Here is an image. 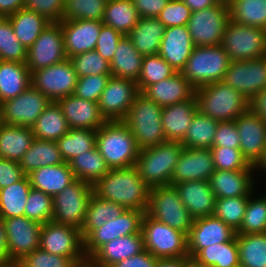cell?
Returning a JSON list of instances; mask_svg holds the SVG:
<instances>
[{
	"mask_svg": "<svg viewBox=\"0 0 266 267\" xmlns=\"http://www.w3.org/2000/svg\"><path fill=\"white\" fill-rule=\"evenodd\" d=\"M228 8L232 21L266 29V0H232Z\"/></svg>",
	"mask_w": 266,
	"mask_h": 267,
	"instance_id": "cell-47",
	"label": "cell"
},
{
	"mask_svg": "<svg viewBox=\"0 0 266 267\" xmlns=\"http://www.w3.org/2000/svg\"><path fill=\"white\" fill-rule=\"evenodd\" d=\"M93 187L96 195L126 209L144 213L148 209L150 187L143 181L135 165L110 169Z\"/></svg>",
	"mask_w": 266,
	"mask_h": 267,
	"instance_id": "cell-1",
	"label": "cell"
},
{
	"mask_svg": "<svg viewBox=\"0 0 266 267\" xmlns=\"http://www.w3.org/2000/svg\"><path fill=\"white\" fill-rule=\"evenodd\" d=\"M50 102L44 94L30 85L17 97L0 104L1 122L32 127Z\"/></svg>",
	"mask_w": 266,
	"mask_h": 267,
	"instance_id": "cell-14",
	"label": "cell"
},
{
	"mask_svg": "<svg viewBox=\"0 0 266 267\" xmlns=\"http://www.w3.org/2000/svg\"><path fill=\"white\" fill-rule=\"evenodd\" d=\"M67 59L60 22H51L27 50L26 65L30 74Z\"/></svg>",
	"mask_w": 266,
	"mask_h": 267,
	"instance_id": "cell-16",
	"label": "cell"
},
{
	"mask_svg": "<svg viewBox=\"0 0 266 267\" xmlns=\"http://www.w3.org/2000/svg\"><path fill=\"white\" fill-rule=\"evenodd\" d=\"M236 231L214 215L193 220L187 235V250L193 258L201 249L212 244L230 241Z\"/></svg>",
	"mask_w": 266,
	"mask_h": 267,
	"instance_id": "cell-20",
	"label": "cell"
},
{
	"mask_svg": "<svg viewBox=\"0 0 266 267\" xmlns=\"http://www.w3.org/2000/svg\"><path fill=\"white\" fill-rule=\"evenodd\" d=\"M31 85L50 101L57 102L74 93L78 77L71 61L62 62L31 73Z\"/></svg>",
	"mask_w": 266,
	"mask_h": 267,
	"instance_id": "cell-13",
	"label": "cell"
},
{
	"mask_svg": "<svg viewBox=\"0 0 266 267\" xmlns=\"http://www.w3.org/2000/svg\"><path fill=\"white\" fill-rule=\"evenodd\" d=\"M198 110L195 95L188 101L163 107L161 119L166 141L181 142Z\"/></svg>",
	"mask_w": 266,
	"mask_h": 267,
	"instance_id": "cell-30",
	"label": "cell"
},
{
	"mask_svg": "<svg viewBox=\"0 0 266 267\" xmlns=\"http://www.w3.org/2000/svg\"><path fill=\"white\" fill-rule=\"evenodd\" d=\"M62 163H64V160L56 141H45L36 138L19 161V165L26 176L38 168Z\"/></svg>",
	"mask_w": 266,
	"mask_h": 267,
	"instance_id": "cell-37",
	"label": "cell"
},
{
	"mask_svg": "<svg viewBox=\"0 0 266 267\" xmlns=\"http://www.w3.org/2000/svg\"><path fill=\"white\" fill-rule=\"evenodd\" d=\"M250 194L243 221L236 234L266 233V196L254 198Z\"/></svg>",
	"mask_w": 266,
	"mask_h": 267,
	"instance_id": "cell-48",
	"label": "cell"
},
{
	"mask_svg": "<svg viewBox=\"0 0 266 267\" xmlns=\"http://www.w3.org/2000/svg\"><path fill=\"white\" fill-rule=\"evenodd\" d=\"M161 114L160 105L141 92L136 96L123 122L135 137L140 150L166 142Z\"/></svg>",
	"mask_w": 266,
	"mask_h": 267,
	"instance_id": "cell-5",
	"label": "cell"
},
{
	"mask_svg": "<svg viewBox=\"0 0 266 267\" xmlns=\"http://www.w3.org/2000/svg\"><path fill=\"white\" fill-rule=\"evenodd\" d=\"M144 214L140 210L126 209L117 218L91 231L83 239V251L87 260L105 243L119 237L140 233Z\"/></svg>",
	"mask_w": 266,
	"mask_h": 267,
	"instance_id": "cell-15",
	"label": "cell"
},
{
	"mask_svg": "<svg viewBox=\"0 0 266 267\" xmlns=\"http://www.w3.org/2000/svg\"><path fill=\"white\" fill-rule=\"evenodd\" d=\"M186 257L158 259L155 267H184Z\"/></svg>",
	"mask_w": 266,
	"mask_h": 267,
	"instance_id": "cell-69",
	"label": "cell"
},
{
	"mask_svg": "<svg viewBox=\"0 0 266 267\" xmlns=\"http://www.w3.org/2000/svg\"><path fill=\"white\" fill-rule=\"evenodd\" d=\"M32 188L54 196L76 180L67 162L44 166L27 175Z\"/></svg>",
	"mask_w": 266,
	"mask_h": 267,
	"instance_id": "cell-31",
	"label": "cell"
},
{
	"mask_svg": "<svg viewBox=\"0 0 266 267\" xmlns=\"http://www.w3.org/2000/svg\"><path fill=\"white\" fill-rule=\"evenodd\" d=\"M193 48L194 44L187 26H172L165 29L158 54L175 72H181Z\"/></svg>",
	"mask_w": 266,
	"mask_h": 267,
	"instance_id": "cell-26",
	"label": "cell"
},
{
	"mask_svg": "<svg viewBox=\"0 0 266 267\" xmlns=\"http://www.w3.org/2000/svg\"><path fill=\"white\" fill-rule=\"evenodd\" d=\"M125 210L126 208L124 206L103 199L93 193L80 230L82 239L107 221H112L120 216Z\"/></svg>",
	"mask_w": 266,
	"mask_h": 267,
	"instance_id": "cell-39",
	"label": "cell"
},
{
	"mask_svg": "<svg viewBox=\"0 0 266 267\" xmlns=\"http://www.w3.org/2000/svg\"><path fill=\"white\" fill-rule=\"evenodd\" d=\"M157 260L158 259L150 252L144 250L141 253L119 261L110 267H155Z\"/></svg>",
	"mask_w": 266,
	"mask_h": 267,
	"instance_id": "cell-64",
	"label": "cell"
},
{
	"mask_svg": "<svg viewBox=\"0 0 266 267\" xmlns=\"http://www.w3.org/2000/svg\"><path fill=\"white\" fill-rule=\"evenodd\" d=\"M124 35L114 28L102 25L95 50L108 62H111L116 52L118 42Z\"/></svg>",
	"mask_w": 266,
	"mask_h": 267,
	"instance_id": "cell-60",
	"label": "cell"
},
{
	"mask_svg": "<svg viewBox=\"0 0 266 267\" xmlns=\"http://www.w3.org/2000/svg\"><path fill=\"white\" fill-rule=\"evenodd\" d=\"M96 148L110 169L134 166L140 151L123 121H107L101 126L97 130Z\"/></svg>",
	"mask_w": 266,
	"mask_h": 267,
	"instance_id": "cell-2",
	"label": "cell"
},
{
	"mask_svg": "<svg viewBox=\"0 0 266 267\" xmlns=\"http://www.w3.org/2000/svg\"><path fill=\"white\" fill-rule=\"evenodd\" d=\"M229 21V8L222 4L192 12L187 28L194 46L220 45Z\"/></svg>",
	"mask_w": 266,
	"mask_h": 267,
	"instance_id": "cell-12",
	"label": "cell"
},
{
	"mask_svg": "<svg viewBox=\"0 0 266 267\" xmlns=\"http://www.w3.org/2000/svg\"><path fill=\"white\" fill-rule=\"evenodd\" d=\"M14 33L21 44L28 50L41 32L50 24L45 17L25 8L8 17Z\"/></svg>",
	"mask_w": 266,
	"mask_h": 267,
	"instance_id": "cell-40",
	"label": "cell"
},
{
	"mask_svg": "<svg viewBox=\"0 0 266 267\" xmlns=\"http://www.w3.org/2000/svg\"><path fill=\"white\" fill-rule=\"evenodd\" d=\"M235 121H223L218 123L217 131L214 135L212 147L239 148L240 138Z\"/></svg>",
	"mask_w": 266,
	"mask_h": 267,
	"instance_id": "cell-61",
	"label": "cell"
},
{
	"mask_svg": "<svg viewBox=\"0 0 266 267\" xmlns=\"http://www.w3.org/2000/svg\"><path fill=\"white\" fill-rule=\"evenodd\" d=\"M112 75H89L78 78L74 95L93 102H98Z\"/></svg>",
	"mask_w": 266,
	"mask_h": 267,
	"instance_id": "cell-57",
	"label": "cell"
},
{
	"mask_svg": "<svg viewBox=\"0 0 266 267\" xmlns=\"http://www.w3.org/2000/svg\"><path fill=\"white\" fill-rule=\"evenodd\" d=\"M97 130L70 129L56 141L64 162H69L83 152L92 150L96 146Z\"/></svg>",
	"mask_w": 266,
	"mask_h": 267,
	"instance_id": "cell-46",
	"label": "cell"
},
{
	"mask_svg": "<svg viewBox=\"0 0 266 267\" xmlns=\"http://www.w3.org/2000/svg\"><path fill=\"white\" fill-rule=\"evenodd\" d=\"M248 199L249 196L216 199L213 215L237 231L242 224Z\"/></svg>",
	"mask_w": 266,
	"mask_h": 267,
	"instance_id": "cell-51",
	"label": "cell"
},
{
	"mask_svg": "<svg viewBox=\"0 0 266 267\" xmlns=\"http://www.w3.org/2000/svg\"><path fill=\"white\" fill-rule=\"evenodd\" d=\"M107 0H66L62 20L102 21Z\"/></svg>",
	"mask_w": 266,
	"mask_h": 267,
	"instance_id": "cell-52",
	"label": "cell"
},
{
	"mask_svg": "<svg viewBox=\"0 0 266 267\" xmlns=\"http://www.w3.org/2000/svg\"><path fill=\"white\" fill-rule=\"evenodd\" d=\"M69 60L78 78L89 75H111L110 62L96 50L74 55Z\"/></svg>",
	"mask_w": 266,
	"mask_h": 267,
	"instance_id": "cell-53",
	"label": "cell"
},
{
	"mask_svg": "<svg viewBox=\"0 0 266 267\" xmlns=\"http://www.w3.org/2000/svg\"><path fill=\"white\" fill-rule=\"evenodd\" d=\"M198 109L219 122L232 121L249 110V101L223 81L195 89Z\"/></svg>",
	"mask_w": 266,
	"mask_h": 267,
	"instance_id": "cell-3",
	"label": "cell"
},
{
	"mask_svg": "<svg viewBox=\"0 0 266 267\" xmlns=\"http://www.w3.org/2000/svg\"><path fill=\"white\" fill-rule=\"evenodd\" d=\"M40 249L70 258L77 266L87 262L79 229L53 220L42 224Z\"/></svg>",
	"mask_w": 266,
	"mask_h": 267,
	"instance_id": "cell-11",
	"label": "cell"
},
{
	"mask_svg": "<svg viewBox=\"0 0 266 267\" xmlns=\"http://www.w3.org/2000/svg\"><path fill=\"white\" fill-rule=\"evenodd\" d=\"M94 187L76 179L52 197V220L81 230Z\"/></svg>",
	"mask_w": 266,
	"mask_h": 267,
	"instance_id": "cell-10",
	"label": "cell"
},
{
	"mask_svg": "<svg viewBox=\"0 0 266 267\" xmlns=\"http://www.w3.org/2000/svg\"><path fill=\"white\" fill-rule=\"evenodd\" d=\"M139 93L134 80L111 76L98 100L102 116L106 121H123Z\"/></svg>",
	"mask_w": 266,
	"mask_h": 267,
	"instance_id": "cell-17",
	"label": "cell"
},
{
	"mask_svg": "<svg viewBox=\"0 0 266 267\" xmlns=\"http://www.w3.org/2000/svg\"><path fill=\"white\" fill-rule=\"evenodd\" d=\"M184 267H207V266L199 263L194 258L186 257V261L184 262Z\"/></svg>",
	"mask_w": 266,
	"mask_h": 267,
	"instance_id": "cell-71",
	"label": "cell"
},
{
	"mask_svg": "<svg viewBox=\"0 0 266 267\" xmlns=\"http://www.w3.org/2000/svg\"><path fill=\"white\" fill-rule=\"evenodd\" d=\"M146 213L186 235H188L194 220L182 203L174 186L150 188Z\"/></svg>",
	"mask_w": 266,
	"mask_h": 267,
	"instance_id": "cell-9",
	"label": "cell"
},
{
	"mask_svg": "<svg viewBox=\"0 0 266 267\" xmlns=\"http://www.w3.org/2000/svg\"><path fill=\"white\" fill-rule=\"evenodd\" d=\"M32 186L28 176L0 189V219L24 216V209Z\"/></svg>",
	"mask_w": 266,
	"mask_h": 267,
	"instance_id": "cell-42",
	"label": "cell"
},
{
	"mask_svg": "<svg viewBox=\"0 0 266 267\" xmlns=\"http://www.w3.org/2000/svg\"><path fill=\"white\" fill-rule=\"evenodd\" d=\"M142 56L133 46L131 39L124 35L118 42L116 52L110 62L111 75L137 82L143 63Z\"/></svg>",
	"mask_w": 266,
	"mask_h": 267,
	"instance_id": "cell-33",
	"label": "cell"
},
{
	"mask_svg": "<svg viewBox=\"0 0 266 267\" xmlns=\"http://www.w3.org/2000/svg\"><path fill=\"white\" fill-rule=\"evenodd\" d=\"M170 0H132L139 16L145 18L157 17Z\"/></svg>",
	"mask_w": 266,
	"mask_h": 267,
	"instance_id": "cell-63",
	"label": "cell"
},
{
	"mask_svg": "<svg viewBox=\"0 0 266 267\" xmlns=\"http://www.w3.org/2000/svg\"><path fill=\"white\" fill-rule=\"evenodd\" d=\"M35 139L32 127L0 123V158L19 162Z\"/></svg>",
	"mask_w": 266,
	"mask_h": 267,
	"instance_id": "cell-34",
	"label": "cell"
},
{
	"mask_svg": "<svg viewBox=\"0 0 266 267\" xmlns=\"http://www.w3.org/2000/svg\"><path fill=\"white\" fill-rule=\"evenodd\" d=\"M139 18L132 0H107L102 23L128 35Z\"/></svg>",
	"mask_w": 266,
	"mask_h": 267,
	"instance_id": "cell-41",
	"label": "cell"
},
{
	"mask_svg": "<svg viewBox=\"0 0 266 267\" xmlns=\"http://www.w3.org/2000/svg\"><path fill=\"white\" fill-rule=\"evenodd\" d=\"M193 219L213 215L216 197L209 181L191 180L174 185Z\"/></svg>",
	"mask_w": 266,
	"mask_h": 267,
	"instance_id": "cell-27",
	"label": "cell"
},
{
	"mask_svg": "<svg viewBox=\"0 0 266 267\" xmlns=\"http://www.w3.org/2000/svg\"><path fill=\"white\" fill-rule=\"evenodd\" d=\"M142 94L163 108L190 100L195 95V88L181 72H175L171 77L148 86Z\"/></svg>",
	"mask_w": 266,
	"mask_h": 267,
	"instance_id": "cell-29",
	"label": "cell"
},
{
	"mask_svg": "<svg viewBox=\"0 0 266 267\" xmlns=\"http://www.w3.org/2000/svg\"><path fill=\"white\" fill-rule=\"evenodd\" d=\"M57 102L70 129L98 130L107 122L100 112L98 102L85 100L74 94L61 98Z\"/></svg>",
	"mask_w": 266,
	"mask_h": 267,
	"instance_id": "cell-25",
	"label": "cell"
},
{
	"mask_svg": "<svg viewBox=\"0 0 266 267\" xmlns=\"http://www.w3.org/2000/svg\"><path fill=\"white\" fill-rule=\"evenodd\" d=\"M64 51L70 57L95 50L102 21L97 20H62Z\"/></svg>",
	"mask_w": 266,
	"mask_h": 267,
	"instance_id": "cell-22",
	"label": "cell"
},
{
	"mask_svg": "<svg viewBox=\"0 0 266 267\" xmlns=\"http://www.w3.org/2000/svg\"><path fill=\"white\" fill-rule=\"evenodd\" d=\"M174 73V69L159 54L144 56L137 80L139 92L142 93L148 86L169 78Z\"/></svg>",
	"mask_w": 266,
	"mask_h": 267,
	"instance_id": "cell-50",
	"label": "cell"
},
{
	"mask_svg": "<svg viewBox=\"0 0 266 267\" xmlns=\"http://www.w3.org/2000/svg\"><path fill=\"white\" fill-rule=\"evenodd\" d=\"M0 60L26 63L27 50L16 37L8 17H0Z\"/></svg>",
	"mask_w": 266,
	"mask_h": 267,
	"instance_id": "cell-49",
	"label": "cell"
},
{
	"mask_svg": "<svg viewBox=\"0 0 266 267\" xmlns=\"http://www.w3.org/2000/svg\"><path fill=\"white\" fill-rule=\"evenodd\" d=\"M68 164L76 179L92 186L110 170L96 146L77 155Z\"/></svg>",
	"mask_w": 266,
	"mask_h": 267,
	"instance_id": "cell-38",
	"label": "cell"
},
{
	"mask_svg": "<svg viewBox=\"0 0 266 267\" xmlns=\"http://www.w3.org/2000/svg\"><path fill=\"white\" fill-rule=\"evenodd\" d=\"M24 216L41 224L50 222L53 216L52 196L31 188L26 201Z\"/></svg>",
	"mask_w": 266,
	"mask_h": 267,
	"instance_id": "cell-54",
	"label": "cell"
},
{
	"mask_svg": "<svg viewBox=\"0 0 266 267\" xmlns=\"http://www.w3.org/2000/svg\"><path fill=\"white\" fill-rule=\"evenodd\" d=\"M184 146L178 141H166L141 149L135 166L150 187L170 186V180Z\"/></svg>",
	"mask_w": 266,
	"mask_h": 267,
	"instance_id": "cell-4",
	"label": "cell"
},
{
	"mask_svg": "<svg viewBox=\"0 0 266 267\" xmlns=\"http://www.w3.org/2000/svg\"><path fill=\"white\" fill-rule=\"evenodd\" d=\"M25 0H0V17H9L24 8Z\"/></svg>",
	"mask_w": 266,
	"mask_h": 267,
	"instance_id": "cell-66",
	"label": "cell"
},
{
	"mask_svg": "<svg viewBox=\"0 0 266 267\" xmlns=\"http://www.w3.org/2000/svg\"><path fill=\"white\" fill-rule=\"evenodd\" d=\"M214 171L210 149L184 147L171 177L170 186L191 180L209 181Z\"/></svg>",
	"mask_w": 266,
	"mask_h": 267,
	"instance_id": "cell-23",
	"label": "cell"
},
{
	"mask_svg": "<svg viewBox=\"0 0 266 267\" xmlns=\"http://www.w3.org/2000/svg\"><path fill=\"white\" fill-rule=\"evenodd\" d=\"M66 0H25L24 8L34 11L50 22H61Z\"/></svg>",
	"mask_w": 266,
	"mask_h": 267,
	"instance_id": "cell-59",
	"label": "cell"
},
{
	"mask_svg": "<svg viewBox=\"0 0 266 267\" xmlns=\"http://www.w3.org/2000/svg\"><path fill=\"white\" fill-rule=\"evenodd\" d=\"M1 220L6 228L9 258L12 263L19 262L28 253L39 248L41 223L25 216Z\"/></svg>",
	"mask_w": 266,
	"mask_h": 267,
	"instance_id": "cell-19",
	"label": "cell"
},
{
	"mask_svg": "<svg viewBox=\"0 0 266 267\" xmlns=\"http://www.w3.org/2000/svg\"><path fill=\"white\" fill-rule=\"evenodd\" d=\"M19 267H76L77 265L68 257L43 251L38 248L28 253L19 262Z\"/></svg>",
	"mask_w": 266,
	"mask_h": 267,
	"instance_id": "cell-56",
	"label": "cell"
},
{
	"mask_svg": "<svg viewBox=\"0 0 266 267\" xmlns=\"http://www.w3.org/2000/svg\"><path fill=\"white\" fill-rule=\"evenodd\" d=\"M241 267H266V233L237 234Z\"/></svg>",
	"mask_w": 266,
	"mask_h": 267,
	"instance_id": "cell-45",
	"label": "cell"
},
{
	"mask_svg": "<svg viewBox=\"0 0 266 267\" xmlns=\"http://www.w3.org/2000/svg\"><path fill=\"white\" fill-rule=\"evenodd\" d=\"M254 170L259 172L262 170V172L264 171L266 173V147L261 159L254 166Z\"/></svg>",
	"mask_w": 266,
	"mask_h": 267,
	"instance_id": "cell-70",
	"label": "cell"
},
{
	"mask_svg": "<svg viewBox=\"0 0 266 267\" xmlns=\"http://www.w3.org/2000/svg\"><path fill=\"white\" fill-rule=\"evenodd\" d=\"M216 4H222L224 6H229L232 0H214Z\"/></svg>",
	"mask_w": 266,
	"mask_h": 267,
	"instance_id": "cell-72",
	"label": "cell"
},
{
	"mask_svg": "<svg viewBox=\"0 0 266 267\" xmlns=\"http://www.w3.org/2000/svg\"><path fill=\"white\" fill-rule=\"evenodd\" d=\"M165 29L157 17H140L127 36L142 56L156 55L159 53Z\"/></svg>",
	"mask_w": 266,
	"mask_h": 267,
	"instance_id": "cell-32",
	"label": "cell"
},
{
	"mask_svg": "<svg viewBox=\"0 0 266 267\" xmlns=\"http://www.w3.org/2000/svg\"><path fill=\"white\" fill-rule=\"evenodd\" d=\"M25 176L19 162L0 158V189L22 180Z\"/></svg>",
	"mask_w": 266,
	"mask_h": 267,
	"instance_id": "cell-62",
	"label": "cell"
},
{
	"mask_svg": "<svg viewBox=\"0 0 266 267\" xmlns=\"http://www.w3.org/2000/svg\"><path fill=\"white\" fill-rule=\"evenodd\" d=\"M70 127L58 102L51 101L32 126L34 137L39 140L57 141Z\"/></svg>",
	"mask_w": 266,
	"mask_h": 267,
	"instance_id": "cell-36",
	"label": "cell"
},
{
	"mask_svg": "<svg viewBox=\"0 0 266 267\" xmlns=\"http://www.w3.org/2000/svg\"><path fill=\"white\" fill-rule=\"evenodd\" d=\"M26 63L0 60V104L17 97L31 85Z\"/></svg>",
	"mask_w": 266,
	"mask_h": 267,
	"instance_id": "cell-35",
	"label": "cell"
},
{
	"mask_svg": "<svg viewBox=\"0 0 266 267\" xmlns=\"http://www.w3.org/2000/svg\"><path fill=\"white\" fill-rule=\"evenodd\" d=\"M220 46L231 61H247L266 54V29L239 24L230 19Z\"/></svg>",
	"mask_w": 266,
	"mask_h": 267,
	"instance_id": "cell-8",
	"label": "cell"
},
{
	"mask_svg": "<svg viewBox=\"0 0 266 267\" xmlns=\"http://www.w3.org/2000/svg\"><path fill=\"white\" fill-rule=\"evenodd\" d=\"M249 110L266 123V88L257 93L249 101Z\"/></svg>",
	"mask_w": 266,
	"mask_h": 267,
	"instance_id": "cell-65",
	"label": "cell"
},
{
	"mask_svg": "<svg viewBox=\"0 0 266 267\" xmlns=\"http://www.w3.org/2000/svg\"><path fill=\"white\" fill-rule=\"evenodd\" d=\"M222 81L250 101L266 88L264 57L247 61H231Z\"/></svg>",
	"mask_w": 266,
	"mask_h": 267,
	"instance_id": "cell-18",
	"label": "cell"
},
{
	"mask_svg": "<svg viewBox=\"0 0 266 267\" xmlns=\"http://www.w3.org/2000/svg\"><path fill=\"white\" fill-rule=\"evenodd\" d=\"M192 12L216 5L214 0H182Z\"/></svg>",
	"mask_w": 266,
	"mask_h": 267,
	"instance_id": "cell-68",
	"label": "cell"
},
{
	"mask_svg": "<svg viewBox=\"0 0 266 267\" xmlns=\"http://www.w3.org/2000/svg\"><path fill=\"white\" fill-rule=\"evenodd\" d=\"M218 123L219 121L206 116L198 110L192 119L184 139L180 143L185 148H212Z\"/></svg>",
	"mask_w": 266,
	"mask_h": 267,
	"instance_id": "cell-44",
	"label": "cell"
},
{
	"mask_svg": "<svg viewBox=\"0 0 266 267\" xmlns=\"http://www.w3.org/2000/svg\"><path fill=\"white\" fill-rule=\"evenodd\" d=\"M12 263L7 246V233L3 221L0 219V266Z\"/></svg>",
	"mask_w": 266,
	"mask_h": 267,
	"instance_id": "cell-67",
	"label": "cell"
},
{
	"mask_svg": "<svg viewBox=\"0 0 266 267\" xmlns=\"http://www.w3.org/2000/svg\"><path fill=\"white\" fill-rule=\"evenodd\" d=\"M231 60L220 45L194 46L183 76L195 88L222 81Z\"/></svg>",
	"mask_w": 266,
	"mask_h": 267,
	"instance_id": "cell-6",
	"label": "cell"
},
{
	"mask_svg": "<svg viewBox=\"0 0 266 267\" xmlns=\"http://www.w3.org/2000/svg\"><path fill=\"white\" fill-rule=\"evenodd\" d=\"M193 258L207 267L239 266L237 234L228 242L212 244L201 249Z\"/></svg>",
	"mask_w": 266,
	"mask_h": 267,
	"instance_id": "cell-43",
	"label": "cell"
},
{
	"mask_svg": "<svg viewBox=\"0 0 266 267\" xmlns=\"http://www.w3.org/2000/svg\"><path fill=\"white\" fill-rule=\"evenodd\" d=\"M76 267H94V266L89 261H87L84 264L78 265Z\"/></svg>",
	"mask_w": 266,
	"mask_h": 267,
	"instance_id": "cell-73",
	"label": "cell"
},
{
	"mask_svg": "<svg viewBox=\"0 0 266 267\" xmlns=\"http://www.w3.org/2000/svg\"><path fill=\"white\" fill-rule=\"evenodd\" d=\"M142 232L119 237L101 246L88 261L94 267H110L144 251Z\"/></svg>",
	"mask_w": 266,
	"mask_h": 267,
	"instance_id": "cell-28",
	"label": "cell"
},
{
	"mask_svg": "<svg viewBox=\"0 0 266 267\" xmlns=\"http://www.w3.org/2000/svg\"><path fill=\"white\" fill-rule=\"evenodd\" d=\"M239 132V149L250 165L255 166L266 147V123L248 110L235 120Z\"/></svg>",
	"mask_w": 266,
	"mask_h": 267,
	"instance_id": "cell-21",
	"label": "cell"
},
{
	"mask_svg": "<svg viewBox=\"0 0 266 267\" xmlns=\"http://www.w3.org/2000/svg\"><path fill=\"white\" fill-rule=\"evenodd\" d=\"M254 166L250 165L246 170H216L209 179L210 187L216 197L231 198L250 196L256 190Z\"/></svg>",
	"mask_w": 266,
	"mask_h": 267,
	"instance_id": "cell-24",
	"label": "cell"
},
{
	"mask_svg": "<svg viewBox=\"0 0 266 267\" xmlns=\"http://www.w3.org/2000/svg\"><path fill=\"white\" fill-rule=\"evenodd\" d=\"M191 9L182 0H170L157 18L167 27L187 26Z\"/></svg>",
	"mask_w": 266,
	"mask_h": 267,
	"instance_id": "cell-58",
	"label": "cell"
},
{
	"mask_svg": "<svg viewBox=\"0 0 266 267\" xmlns=\"http://www.w3.org/2000/svg\"><path fill=\"white\" fill-rule=\"evenodd\" d=\"M216 170H246L250 164L243 157L239 148L212 147L210 148Z\"/></svg>",
	"mask_w": 266,
	"mask_h": 267,
	"instance_id": "cell-55",
	"label": "cell"
},
{
	"mask_svg": "<svg viewBox=\"0 0 266 267\" xmlns=\"http://www.w3.org/2000/svg\"><path fill=\"white\" fill-rule=\"evenodd\" d=\"M141 232L144 249L157 259L189 257L187 235L180 230L171 228L146 212L143 215Z\"/></svg>",
	"mask_w": 266,
	"mask_h": 267,
	"instance_id": "cell-7",
	"label": "cell"
},
{
	"mask_svg": "<svg viewBox=\"0 0 266 267\" xmlns=\"http://www.w3.org/2000/svg\"><path fill=\"white\" fill-rule=\"evenodd\" d=\"M0 267H19L17 263H9V264H6V265H2Z\"/></svg>",
	"mask_w": 266,
	"mask_h": 267,
	"instance_id": "cell-74",
	"label": "cell"
}]
</instances>
